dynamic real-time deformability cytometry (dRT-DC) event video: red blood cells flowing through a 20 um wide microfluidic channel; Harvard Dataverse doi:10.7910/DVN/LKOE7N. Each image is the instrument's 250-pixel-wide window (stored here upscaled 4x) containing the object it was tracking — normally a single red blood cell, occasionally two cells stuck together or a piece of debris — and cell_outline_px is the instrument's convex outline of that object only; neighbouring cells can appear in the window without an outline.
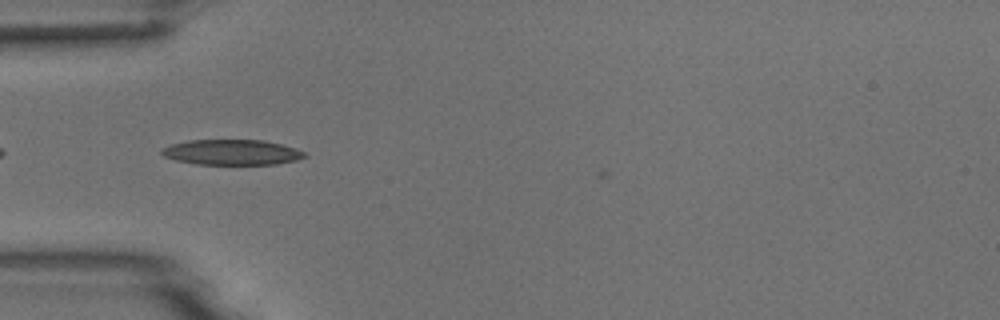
{"species": "common noctule bat (a hibernating species)", "species_latin": "Nyctalus noctula", "temperature_condition": "room temperature", "stored_images_in_passage": 37, "camera_frame_rate_fps": 3000, "um_per_image_px": 0.085, "animal": {"sex": "male", "body_mass_g": 18.8}, "frame": {"image": 1, "passage_image": 1, "time_ms": 0.0, "image_size_px": [1000, 320], "cell_outline_px": [[308, 156], [296, 160], [276, 164], [196, 164], [176, 160], [164, 156], [160, 152], [160, 148], [172, 144], [188, 140], [264, 140], [296, 148], [304, 152]], "centroid_in_image_um": [19.69, 12.94], "position_along_channel_um": 65.3, "area_um2": 21.1}}